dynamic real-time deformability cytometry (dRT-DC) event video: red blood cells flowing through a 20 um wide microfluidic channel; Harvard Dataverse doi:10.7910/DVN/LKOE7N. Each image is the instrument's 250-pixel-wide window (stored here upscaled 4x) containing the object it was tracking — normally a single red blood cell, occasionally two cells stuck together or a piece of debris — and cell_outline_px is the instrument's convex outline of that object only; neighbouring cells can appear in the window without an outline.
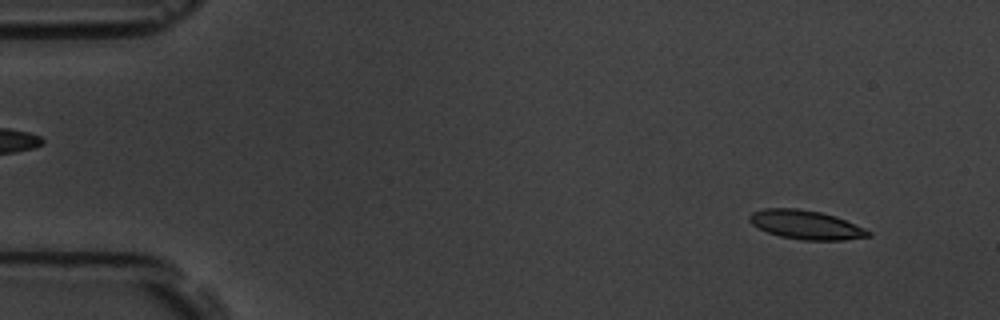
{"species": "common noctule bat (a hibernating species)", "species_latin": "Nyctalus noctula", "temperature_condition": "room temperature", "stored_images_in_passage": 8, "camera_frame_rate_fps": 3000, "um_per_image_px": 0.085, "animal": {"sex": "male", "body_mass_g": 19.5, "forearm_length_mm": 54.6}, "frame": {"image": 1, "passage_image": 2, "time_ms": 1.0, "image_size_px": [1000, 320], "cell_outline_px": [[872, 236], [844, 240], [800, 240], [780, 236], [768, 232], [752, 224], [748, 220], [748, 216], [752, 212], [764, 208], [796, 208], [820, 212], [836, 216], [864, 228], [872, 232]], "centroid_in_image_um": [68.51, 19.1], "position_along_channel_um": 16.5, "area_um2": 20.06}}
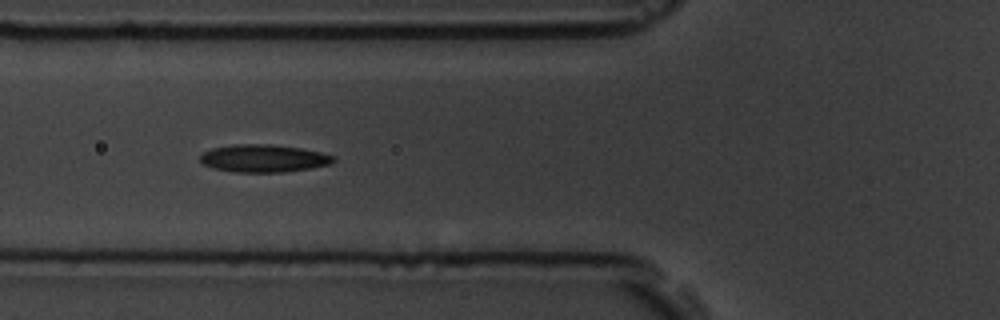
{"frame": {"image": 2, "passage_image": 6, "time_ms": 6.333, "image_size_px": [1000, 320], "cell_outline_px": [[336, 160], [332, 164], [284, 172], [236, 172], [212, 168], [204, 164], [200, 160], [200, 156], [204, 152], [212, 148], [236, 144], [272, 144], [300, 148], [320, 152], [332, 156]], "centroid_in_image_um": [22.4, 13.46], "position_along_channel_um": 103.4, "area_um2": 21.33}}
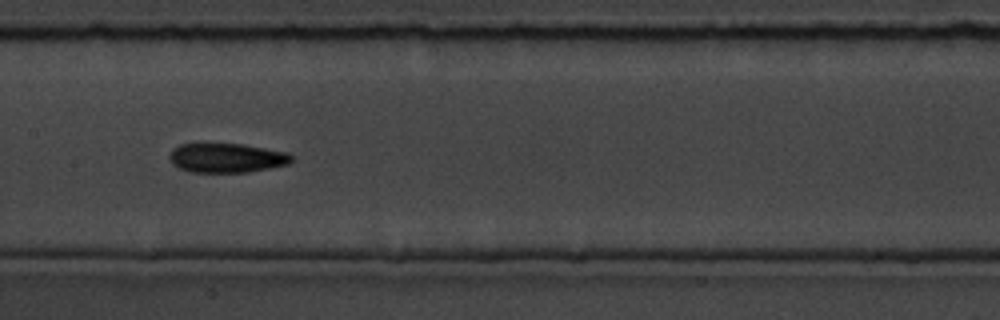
{"frame": {"image": 3, "passage_image": 8, "time_ms": 8.667, "image_size_px": [1000, 320], "cell_outline_px": [[296, 156], [288, 164], [248, 172], [192, 172], [180, 168], [172, 164], [168, 156], [172, 148], [180, 144], [240, 144], [288, 152]], "centroid_in_image_um": [19.27, 13.42], "position_along_channel_um": 188.1, "area_um2": 20.87}}